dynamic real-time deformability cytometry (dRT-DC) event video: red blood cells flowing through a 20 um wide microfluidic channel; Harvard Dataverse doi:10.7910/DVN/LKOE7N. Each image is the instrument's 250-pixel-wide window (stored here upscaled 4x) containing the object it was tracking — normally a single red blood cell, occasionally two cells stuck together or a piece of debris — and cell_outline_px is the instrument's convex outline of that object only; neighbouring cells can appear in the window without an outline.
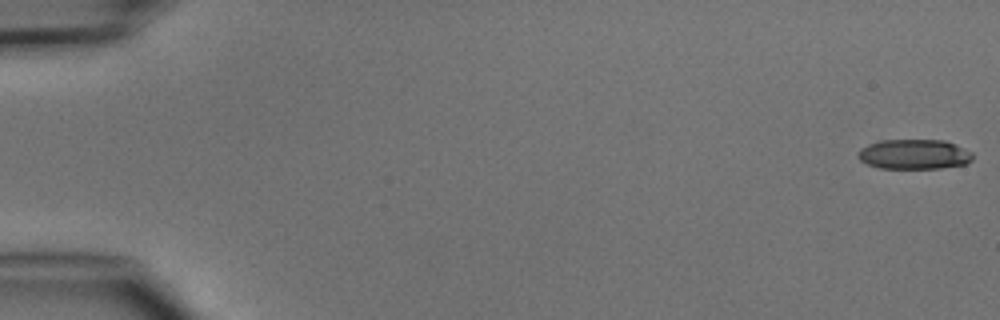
{"species": "common noctule bat (a hibernating species)", "species_latin": "Nyctalus noctula", "temperature_condition": "cold", "stored_images_in_passage": 5, "camera_frame_rate_fps": 3000, "um_per_image_px": 0.085, "animal": {"sex": "male", "body_mass_g": 15.6}, "frame": {"image": 1, "passage_image": 1, "time_ms": 0.0, "image_size_px": [1000, 320], "cell_outline_px": [[972, 160], [964, 164], [940, 168], [880, 168], [868, 164], [860, 160], [856, 156], [860, 148], [868, 144], [880, 140], [944, 140], [956, 144], [972, 152]], "centroid_in_image_um": [77.68, 13.1], "position_along_channel_um": 7.3, "area_um2": 20.0}}
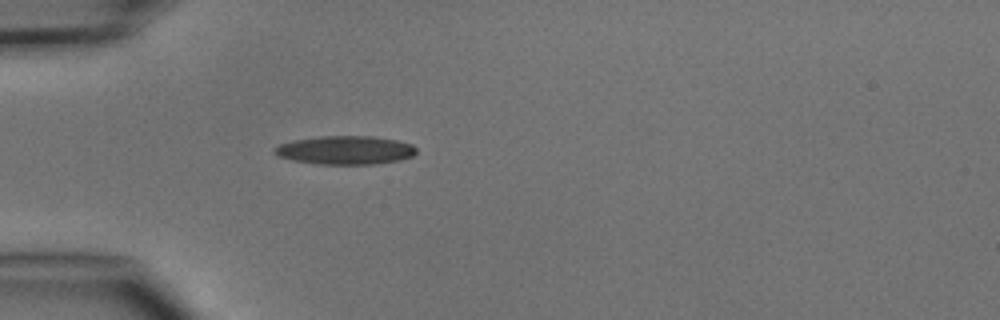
{"frame": {"image": 2, "passage_image": 5, "time_ms": 4.667, "image_size_px": [1000, 320], "cell_outline_px": [[416, 152], [412, 156], [400, 160], [376, 164], [320, 164], [292, 160], [280, 156], [272, 152], [272, 148], [280, 144], [292, 140], [320, 136], [372, 136], [396, 140], [412, 144], [416, 148]], "centroid_in_image_um": [29.34, 12.76], "position_along_channel_um": 55.7, "area_um2": 23.64}}